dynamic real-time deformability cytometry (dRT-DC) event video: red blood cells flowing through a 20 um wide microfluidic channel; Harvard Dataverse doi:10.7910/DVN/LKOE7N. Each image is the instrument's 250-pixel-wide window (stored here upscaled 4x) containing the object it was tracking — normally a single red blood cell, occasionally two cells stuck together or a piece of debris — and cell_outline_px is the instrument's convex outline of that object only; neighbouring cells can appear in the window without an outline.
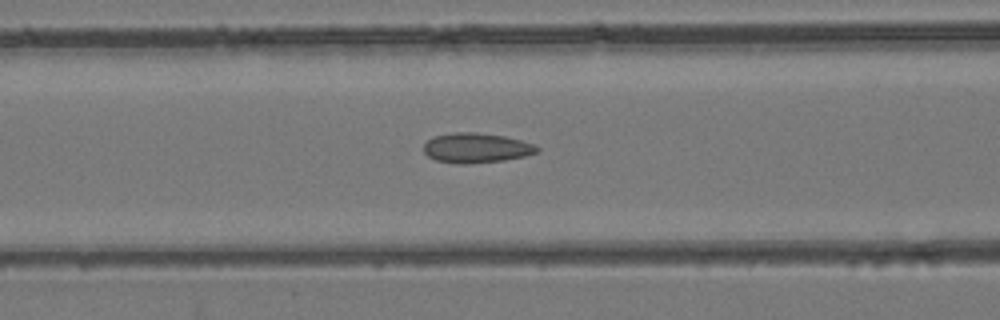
{"species": "common noctule bat (a hibernating species)", "species_latin": "Nyctalus noctula", "temperature_condition": "room temperature", "stored_images_in_passage": 20, "camera_frame_rate_fps": 3000, "um_per_image_px": 0.085, "animal": {"sex": "female", "body_mass_g": 24.6, "forearm_length_mm": 56.2}, "frame": {"image": 1, "passage_image": 7, "time_ms": 2.0, "image_size_px": [1000, 320], "cell_outline_px": [[540, 152], [524, 156], [504, 160], [460, 164], [456, 164], [436, 160], [428, 156], [424, 152], [424, 144], [432, 136], [456, 132], [476, 132], [504, 136], [520, 140], [532, 144], [540, 148]], "centroid_in_image_um": [40.47, 12.57], "position_along_channel_um": 126.1, "area_um2": 19.65}}
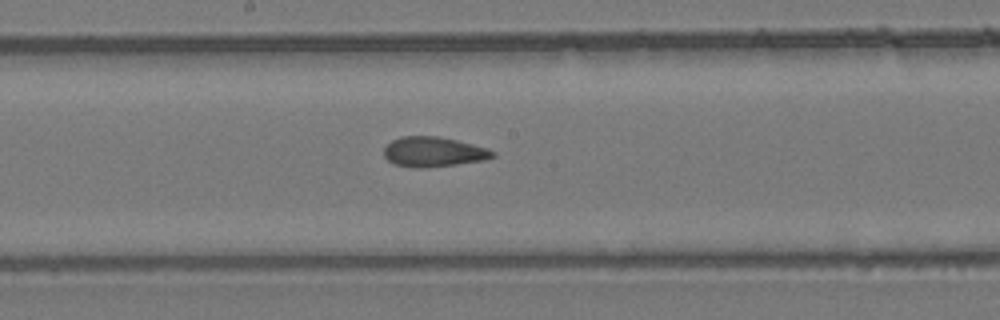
{"frame": {"image": 2, "passage_image": 13, "time_ms": 4.0, "image_size_px": [1000, 320], "cell_outline_px": [[496, 156], [484, 160], [456, 164], [424, 168], [416, 168], [396, 164], [388, 160], [384, 156], [384, 148], [392, 140], [400, 136], [440, 136], [488, 148], [496, 152]], "centroid_in_image_um": [36.86, 12.9], "position_along_channel_um": 211.3, "area_um2": 18.96}}
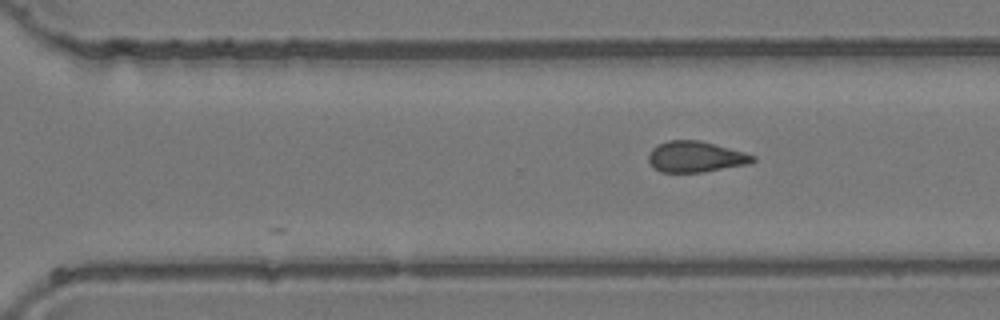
{"frame": {"image": 3, "passage_image": 20, "time_ms": 6.333, "image_size_px": [1000, 320], "cell_outline_px": [[756, 160], [748, 164], [700, 172], [660, 172], [652, 168], [648, 160], [648, 152], [652, 148], [668, 140], [700, 140], [744, 152], [756, 156]], "centroid_in_image_um": [59.09, 13.32], "position_along_channel_um": 311.5, "area_um2": 18.79}}